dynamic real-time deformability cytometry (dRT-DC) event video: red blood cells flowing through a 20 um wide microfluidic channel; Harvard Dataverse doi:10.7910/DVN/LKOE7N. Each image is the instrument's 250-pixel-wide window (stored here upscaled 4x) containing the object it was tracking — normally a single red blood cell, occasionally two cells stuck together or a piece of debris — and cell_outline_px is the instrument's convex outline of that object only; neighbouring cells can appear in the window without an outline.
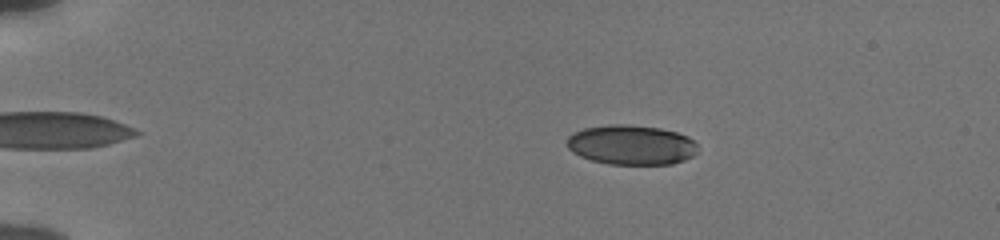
{"species": "human", "species_latin": "Homo sapiens", "temperature_condition": "cold", "stored_images_in_passage": 49, "camera_frame_rate_fps": 3000, "um_per_image_px": 0.085, "donor": {"sex": "male"}, "frame": {"image": 1, "passage_image": 5, "time_ms": 1.333, "image_size_px": [1000, 240], "cell_outline_px": [[696, 152], [692, 156], [684, 160], [672, 164], [608, 164], [592, 160], [580, 156], [572, 152], [568, 148], [568, 136], [584, 128], [608, 124], [628, 124], [660, 128], [676, 132], [688, 136], [696, 144]], "centroid_in_image_um": [53.66, 12.31], "position_along_channel_um": 31.3, "area_um2": 30.23}}
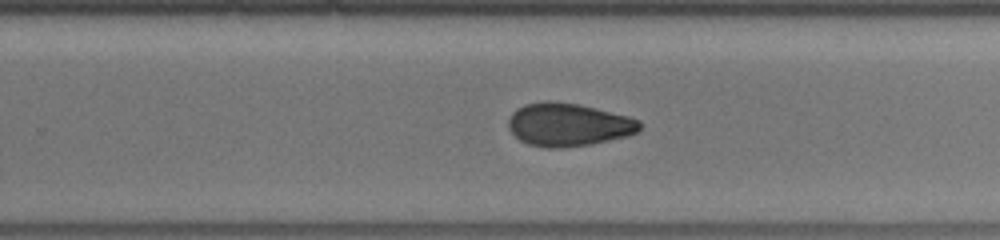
{"frame": {"image": 2, "passage_image": 31, "time_ms": 10.0, "image_size_px": [1000, 240], "cell_outline_px": [[640, 128], [636, 132], [628, 136], [588, 144], [564, 148], [548, 148], [528, 144], [520, 140], [508, 128], [508, 120], [512, 112], [516, 108], [524, 104], [544, 100], [548, 100], [580, 104], [628, 116], [640, 120]], "centroid_in_image_um": [48.28, 10.58], "position_along_channel_um": 281.5, "area_um2": 33.06}}
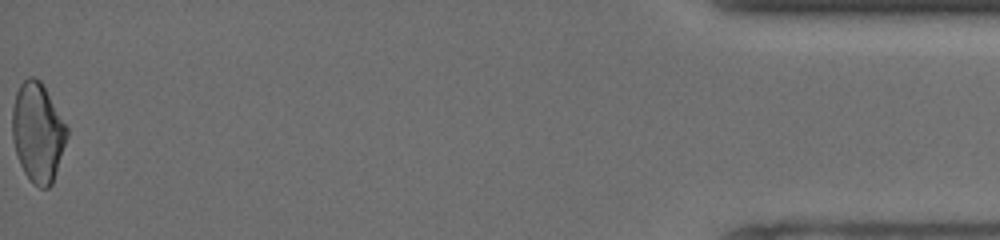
{"frame": {"image": 3, "passage_image": 49, "time_ms": 16.0, "image_size_px": [1000, 240], "cell_outline_px": [[68, 136], [52, 184], [48, 188], [40, 188], [32, 184], [24, 172], [16, 156], [12, 140], [12, 108], [16, 92], [20, 84], [28, 76], [32, 76], [40, 80], [68, 128]], "centroid_in_image_um": [3.19, 11.27], "position_along_channel_um": 432.0, "area_um2": 31.73}, "authors_computed_cell_mechanics": {"area_um2": 32.2524, "velocity_mm_per_s": 3.8596, "shape_relaxation_time_tau1_ms": 7.0939, "shape_relaxation_time_tau2_ms": 3.4714, "deformation_change_tau1": 0.1669, "deformation_change_tau2": 0.0746}}